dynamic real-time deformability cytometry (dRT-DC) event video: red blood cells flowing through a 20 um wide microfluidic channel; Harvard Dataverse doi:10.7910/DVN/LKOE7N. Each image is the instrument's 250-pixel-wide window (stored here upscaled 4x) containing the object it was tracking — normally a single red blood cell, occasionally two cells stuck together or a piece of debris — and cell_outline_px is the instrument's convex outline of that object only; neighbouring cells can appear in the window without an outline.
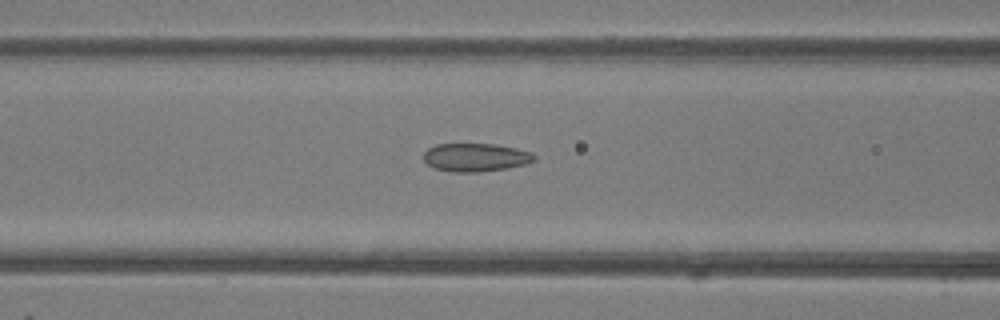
{"species": "common noctule bat (a hibernating species)", "species_latin": "Nyctalus noctula", "temperature_condition": "room temperature", "stored_images_in_passage": 49, "camera_frame_rate_fps": 3000, "um_per_image_px": 0.085, "animal": {"sex": "female"}, "frame": {"image": 1, "passage_image": 20, "time_ms": 6.333, "image_size_px": [1000, 320], "cell_outline_px": [[536, 160], [524, 164], [508, 168], [476, 172], [452, 172], [432, 168], [424, 160], [424, 152], [428, 148], [436, 144], [492, 144], [516, 148], [532, 152], [536, 156]], "centroid_in_image_um": [40.42, 13.38], "position_along_channel_um": 126.2, "area_um2": 18.26}}
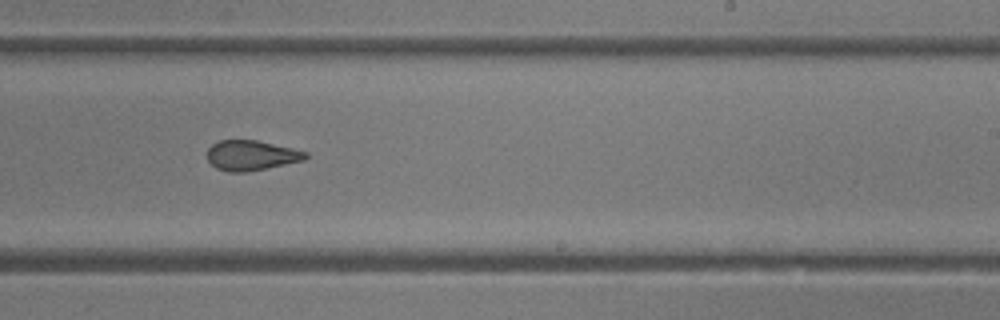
{"frame": {"image": 2, "passage_image": 30, "time_ms": 9.667, "image_size_px": [1000, 320], "cell_outline_px": [[308, 156], [304, 160], [248, 172], [228, 172], [216, 168], [208, 160], [208, 148], [212, 144], [220, 140], [256, 140], [292, 148], [308, 152]], "centroid_in_image_um": [21.35, 13.21], "position_along_channel_um": 267.6, "area_um2": 17.17}}
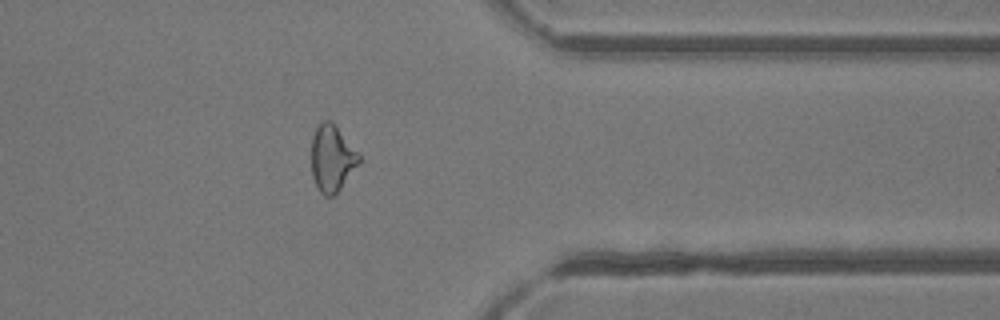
{"frame": {"image": 3, "passage_image": 39, "time_ms": 12.667, "image_size_px": [1000, 320], "cell_outline_px": [[360, 164], [340, 188], [332, 196], [324, 196], [320, 192], [312, 176], [312, 136], [316, 128], [324, 120], [332, 120], [360, 152]], "centroid_in_image_um": [28.26, 13.42], "position_along_channel_um": 383.1, "area_um2": 18.67}, "authors_computed_cell_mechanics": {"area_um2": 19.4208, "velocity_mm_per_s": 4.2413, "shape_relaxation_time_tau1_ms": 6.9802, "shape_relaxation_time_tau2_ms": 2.0338, "deformation_change_tau1": 0.1377, "deformation_change_tau2": 0.0794}}